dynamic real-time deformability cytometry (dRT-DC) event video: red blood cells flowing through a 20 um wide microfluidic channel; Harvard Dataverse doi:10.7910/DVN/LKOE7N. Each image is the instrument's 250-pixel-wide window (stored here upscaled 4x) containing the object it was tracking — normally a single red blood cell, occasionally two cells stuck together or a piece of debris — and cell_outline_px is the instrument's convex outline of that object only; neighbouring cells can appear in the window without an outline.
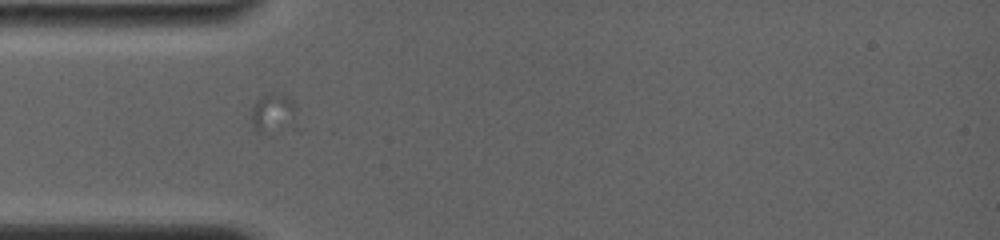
{"species": "common noctule bat (a hibernating species)", "species_latin": "Nyctalus noctula", "temperature_condition": "room temperature", "stored_images_in_passage": 7, "camera_frame_rate_fps": 4000, "um_per_image_px": 0.085, "animal": {"sex": "female", "body_mass_g": 19.0, "forearm_length_mm": 56.7}, "frame": {"image": 1, "passage_image": 1, "time_ms": 0.0, "image_size_px": [1000, 240], "cell_outline_px": [[304, 128], [300, 132], [260, 132], [252, 128], [252, 104], [260, 96], [268, 92], [272, 92], [292, 96], [296, 104]], "centroid_in_image_um": [23.47, 9.69], "position_along_channel_um": 61.5, "area_um2": 12.37}}